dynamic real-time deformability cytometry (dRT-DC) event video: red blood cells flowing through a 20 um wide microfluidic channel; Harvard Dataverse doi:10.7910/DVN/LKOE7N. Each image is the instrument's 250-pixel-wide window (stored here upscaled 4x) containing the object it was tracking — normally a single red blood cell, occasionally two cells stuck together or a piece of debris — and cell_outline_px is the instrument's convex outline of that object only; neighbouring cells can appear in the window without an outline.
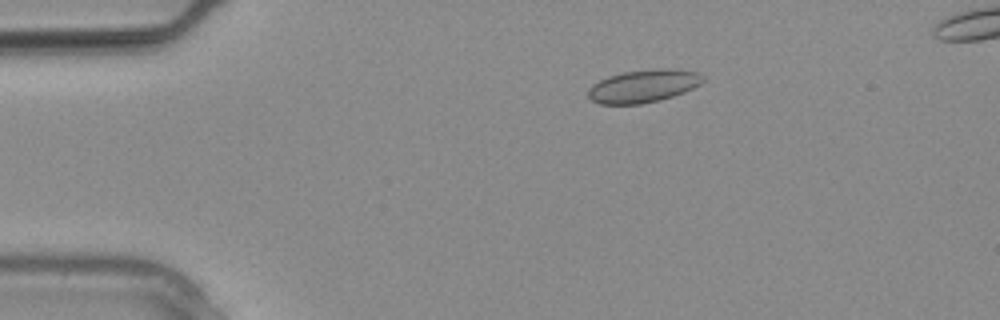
{"species": "common noctule bat (a hibernating species)", "species_latin": "Nyctalus noctula", "temperature_condition": "warm", "stored_images_in_passage": 7, "camera_frame_rate_fps": 3000, "um_per_image_px": 0.085, "animal": {"sex": "male", "body_mass_g": 20.4}, "frame": {"image": 1, "passage_image": 2, "time_ms": 0.333, "image_size_px": [1000, 320], "cell_outline_px": [[704, 80], [700, 84], [684, 92], [660, 100], [640, 104], [600, 104], [592, 100], [588, 96], [588, 88], [592, 84], [608, 76], [624, 72], [660, 68], [672, 68], [700, 72], [704, 76]], "centroid_in_image_um": [54.7, 7.3], "position_along_channel_um": 30.3, "area_um2": 22.02}}
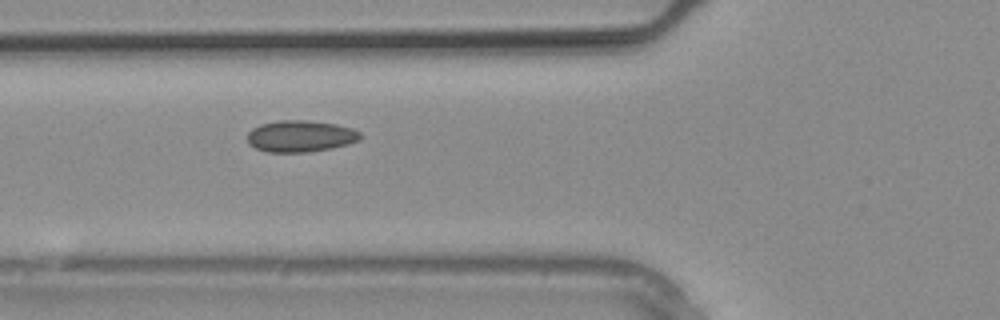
{"frame": {"image": 2, "passage_image": 7, "time_ms": 2.0, "image_size_px": [1000, 320], "cell_outline_px": [[364, 136], [360, 140], [348, 144], [332, 148], [308, 152], [268, 152], [256, 148], [248, 144], [248, 132], [252, 128], [260, 124], [280, 120], [308, 120], [336, 124], [352, 128], [360, 132]], "centroid_in_image_um": [25.56, 11.57], "position_along_channel_um": 100.2, "area_um2": 20.98}}